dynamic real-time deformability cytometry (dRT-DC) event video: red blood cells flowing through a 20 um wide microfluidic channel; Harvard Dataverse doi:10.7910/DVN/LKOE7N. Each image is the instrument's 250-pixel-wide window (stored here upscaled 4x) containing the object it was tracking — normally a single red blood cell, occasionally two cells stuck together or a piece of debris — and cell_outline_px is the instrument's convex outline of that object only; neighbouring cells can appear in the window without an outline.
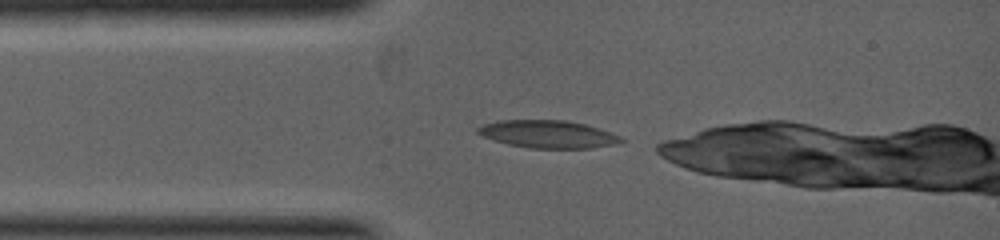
{"species": "common noctule bat (a hibernating species)", "species_latin": "Nyctalus noctula", "temperature_condition": "warm", "stored_images_in_passage": 7, "camera_frame_rate_fps": 5000, "um_per_image_px": 0.085, "animal": {"sex": "female", "body_mass_g": 19.0, "forearm_length_mm": 53.3}, "frame": {"image": 1, "passage_image": 1, "time_ms": 0.0, "image_size_px": [1000, 240], "cell_outline_px": [[624, 140], [612, 144], [588, 148], [532, 148], [508, 144], [484, 136], [476, 132], [476, 128], [484, 124], [500, 120], [564, 120], [584, 124], [620, 136]], "centroid_in_image_um": [46.52, 11.39], "position_along_channel_um": 38.5, "area_um2": 22.54}}
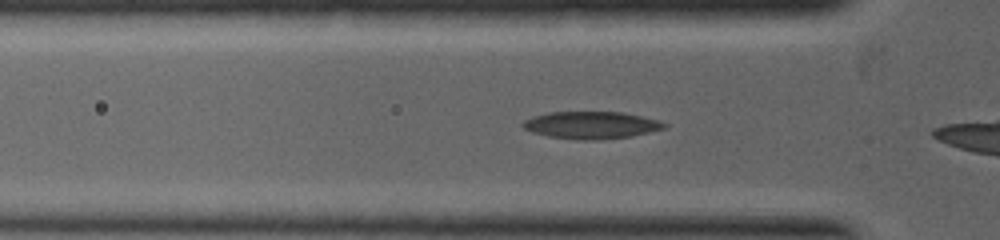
{"frame": {"image": 2, "passage_image": 3, "time_ms": 0.6, "image_size_px": [1000, 240], "cell_outline_px": [[668, 124], [664, 128], [632, 136], [592, 140], [580, 140], [548, 136], [532, 132], [524, 128], [520, 124], [524, 120], [532, 116], [548, 112], [620, 112], [660, 120]], "centroid_in_image_um": [50.22, 10.63], "position_along_channel_um": 75.6, "area_um2": 22.37}}
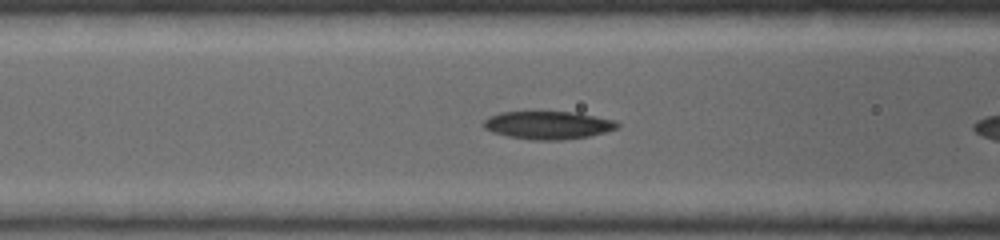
{"frame": {"image": 3, "passage_image": 6, "time_ms": 1.2, "image_size_px": [1000, 240], "cell_outline_px": [[620, 124], [616, 128], [604, 132], [588, 136], [560, 140], [532, 140], [508, 136], [492, 132], [484, 128], [480, 124], [488, 116], [500, 112], [576, 112], [616, 120]], "centroid_in_image_um": [46.54, 10.63], "position_along_channel_um": 120.1, "area_um2": 21.85}}